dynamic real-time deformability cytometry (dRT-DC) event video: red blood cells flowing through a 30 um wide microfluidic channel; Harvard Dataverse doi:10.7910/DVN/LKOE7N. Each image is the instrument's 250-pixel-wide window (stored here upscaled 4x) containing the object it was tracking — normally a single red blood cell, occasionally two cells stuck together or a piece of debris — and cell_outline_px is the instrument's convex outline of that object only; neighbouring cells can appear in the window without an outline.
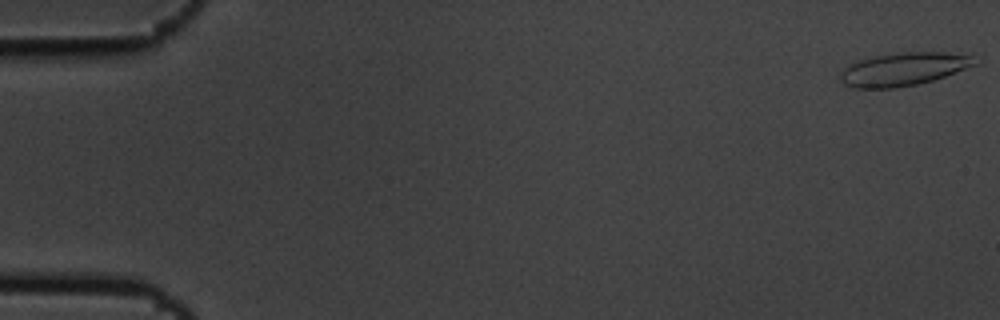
{"species": "common noctule bat (a hibernating species)", "species_latin": "Nyctalus noctula", "temperature_condition": "cold", "stored_images_in_passage": 12, "camera_frame_rate_fps": 3000, "um_per_image_px": 0.085, "animal": {"sex": "male", "body_mass_g": 19.5, "forearm_length_mm": 54.6}, "frame": {"image": 1, "passage_image": 1, "time_ms": 0.0, "image_size_px": [1000, 320], "cell_outline_px": [[980, 64], [932, 80], [916, 84], [896, 88], [856, 88], [844, 84], [840, 80], [840, 72], [844, 68], [860, 60], [876, 56], [908, 52], [944, 52], [972, 56]], "centroid_in_image_um": [76.82, 5.88], "position_along_channel_um": 8.2, "area_um2": 25.61}}